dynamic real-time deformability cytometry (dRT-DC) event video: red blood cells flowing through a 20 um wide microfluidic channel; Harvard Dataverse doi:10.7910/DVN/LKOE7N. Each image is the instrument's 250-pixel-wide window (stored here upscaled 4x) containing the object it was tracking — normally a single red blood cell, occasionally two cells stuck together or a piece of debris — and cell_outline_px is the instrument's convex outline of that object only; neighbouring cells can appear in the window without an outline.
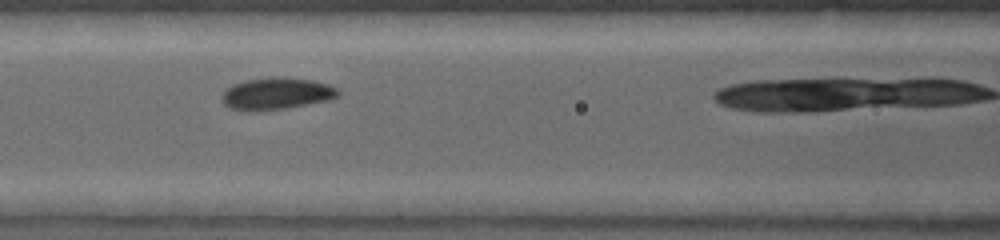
{"species": "common noctule bat (a hibernating species)", "species_latin": "Nyctalus noctula", "temperature_condition": "warm", "stored_images_in_passage": 5, "camera_frame_rate_fps": 5000, "um_per_image_px": 0.085, "animal": {"sex": "female", "body_mass_g": 19.0, "forearm_length_mm": 53.3}, "frame": {"image": 1, "passage_image": 4, "time_ms": 1.6, "image_size_px": [1000, 240], "cell_outline_px": [[340, 96], [332, 100], [288, 108], [256, 112], [240, 112], [228, 108], [220, 100], [220, 96], [232, 84], [244, 80], [280, 76], [284, 76], [312, 80], [328, 84], [336, 88], [340, 92]], "centroid_in_image_um": [23.48, 7.98], "position_along_channel_um": 143.1, "area_um2": 22.43}}